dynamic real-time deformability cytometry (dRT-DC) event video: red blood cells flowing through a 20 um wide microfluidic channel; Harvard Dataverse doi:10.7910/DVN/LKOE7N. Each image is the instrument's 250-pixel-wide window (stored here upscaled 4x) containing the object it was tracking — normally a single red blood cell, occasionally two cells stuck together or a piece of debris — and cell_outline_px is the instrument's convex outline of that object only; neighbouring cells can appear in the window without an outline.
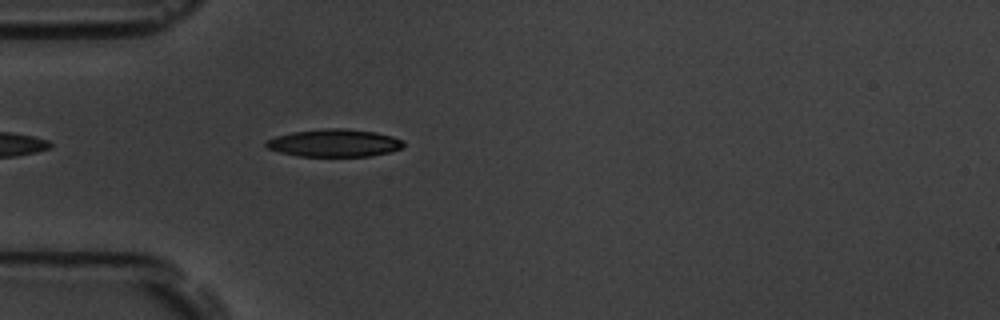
{"species": "common noctule bat (a hibernating species)", "species_latin": "Nyctalus noctula", "temperature_condition": "room temperature", "stored_images_in_passage": 1, "camera_frame_rate_fps": 3000, "um_per_image_px": 0.085, "animal": {"sex": "male", "body_mass_g": 19.5, "forearm_length_mm": 54.6}, "frame": {"image": 1, "passage_image": 1, "time_ms": 0.0, "image_size_px": [1000, 320], "cell_outline_px": [[404, 144], [400, 148], [388, 152], [368, 156], [300, 156], [280, 152], [268, 148], [264, 144], [268, 140], [276, 136], [292, 132], [324, 128], [344, 128], [376, 132], [392, 136], [404, 140]], "centroid_in_image_um": [28.42, 12.14], "position_along_channel_um": 56.6, "area_um2": 21.96}}